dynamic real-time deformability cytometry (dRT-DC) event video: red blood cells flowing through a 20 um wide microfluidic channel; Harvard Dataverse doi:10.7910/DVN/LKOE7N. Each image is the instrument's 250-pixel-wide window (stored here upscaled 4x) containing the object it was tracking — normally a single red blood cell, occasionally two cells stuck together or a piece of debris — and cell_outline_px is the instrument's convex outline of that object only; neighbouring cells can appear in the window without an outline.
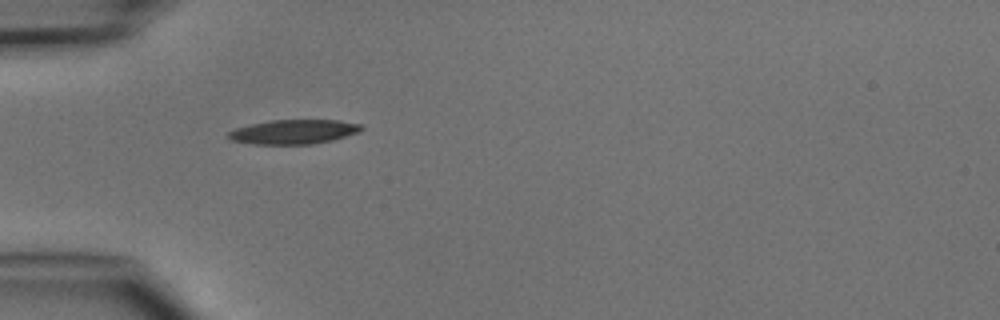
{"species": "common noctule bat (a hibernating species)", "species_latin": "Nyctalus noctula", "temperature_condition": "cold", "stored_images_in_passage": 2, "camera_frame_rate_fps": 3000, "um_per_image_px": 0.085, "animal": {"sex": "male", "body_mass_g": 15.6}, "frame": {"image": 1, "passage_image": 1, "time_ms": 0.0, "image_size_px": [1000, 320], "cell_outline_px": [[364, 128], [360, 132], [332, 140], [312, 144], [252, 144], [232, 140], [228, 136], [228, 132], [236, 128], [252, 124], [272, 120], [336, 120], [360, 124]], "centroid_in_image_um": [24.99, 11.2], "position_along_channel_um": 60.0, "area_um2": 18.73}}